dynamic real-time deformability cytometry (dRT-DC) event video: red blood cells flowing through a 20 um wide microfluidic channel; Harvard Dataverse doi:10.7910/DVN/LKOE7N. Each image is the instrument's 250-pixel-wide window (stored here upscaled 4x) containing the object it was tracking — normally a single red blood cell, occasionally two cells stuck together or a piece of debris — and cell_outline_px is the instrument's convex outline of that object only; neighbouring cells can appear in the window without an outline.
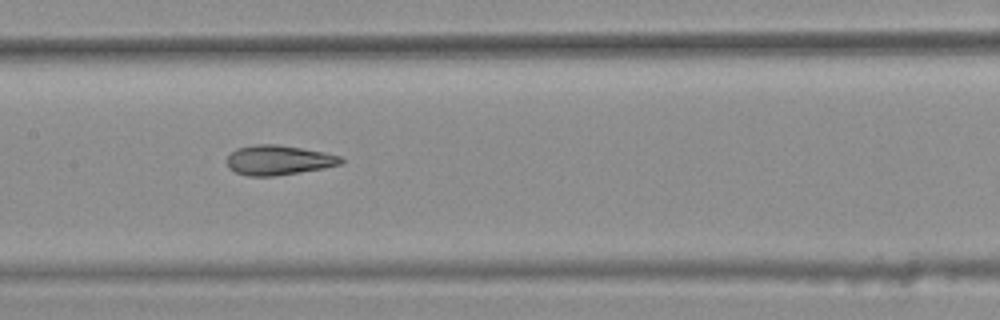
{"species": "common noctule bat (a hibernating species)", "species_latin": "Nyctalus noctula", "temperature_condition": "warm", "stored_images_in_passage": 9, "camera_frame_rate_fps": 3000, "um_per_image_px": 0.085, "animal": {"sex": "female", "body_mass_g": 25.1}, "frame": {"image": 1, "passage_image": 6, "time_ms": 1.667, "image_size_px": [1000, 320], "cell_outline_px": [[344, 160], [340, 164], [324, 168], [300, 172], [272, 176], [248, 176], [236, 172], [228, 168], [228, 156], [236, 148], [256, 144], [276, 144], [324, 152], [340, 156]], "centroid_in_image_um": [23.66, 13.61], "position_along_channel_um": 183.7, "area_um2": 19.59}}
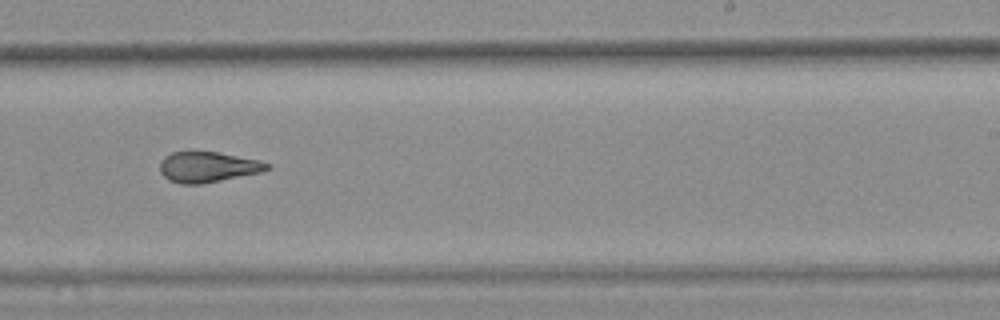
{"frame": {"image": 2, "passage_image": 8, "time_ms": 2.333, "image_size_px": [1000, 320], "cell_outline_px": [[272, 168], [260, 172], [200, 184], [180, 184], [168, 180], [160, 172], [160, 164], [164, 156], [172, 152], [216, 152], [260, 160], [272, 164]], "centroid_in_image_um": [17.67, 14.19], "position_along_channel_um": 271.3, "area_um2": 18.96}}
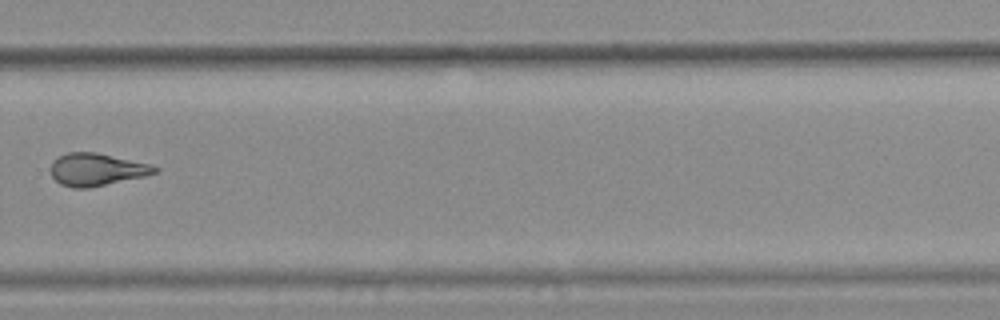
{"frame": {"image": 3, "passage_image": 9, "time_ms": 2.667, "image_size_px": [1000, 320], "cell_outline_px": [[160, 168], [156, 172], [144, 176], [88, 188], [72, 188], [60, 184], [52, 176], [48, 168], [52, 160], [68, 152], [96, 152], [152, 164]], "centroid_in_image_um": [8.18, 14.4], "position_along_channel_um": 321.6, "area_um2": 19.83}}